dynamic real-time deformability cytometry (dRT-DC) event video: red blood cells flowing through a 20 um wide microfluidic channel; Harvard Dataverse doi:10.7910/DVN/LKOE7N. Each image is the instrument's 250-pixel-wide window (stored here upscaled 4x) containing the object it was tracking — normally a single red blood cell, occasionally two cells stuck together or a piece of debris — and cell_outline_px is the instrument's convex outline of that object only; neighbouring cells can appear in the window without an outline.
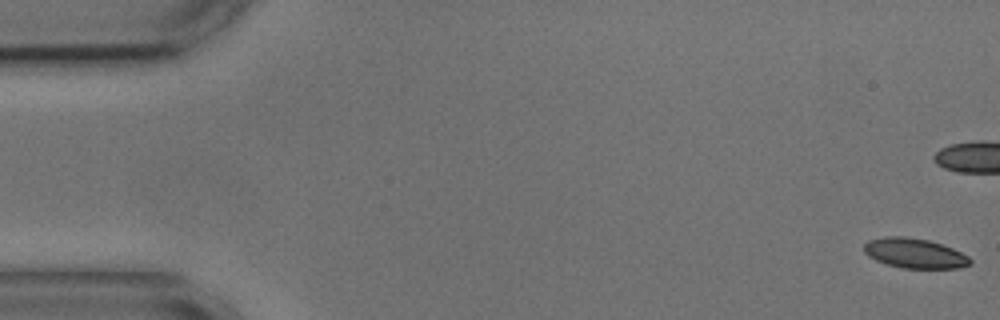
{"species": "common noctule bat (a hibernating species)", "species_latin": "Nyctalus noctula", "temperature_condition": "cold", "stored_images_in_passage": 56, "camera_frame_rate_fps": 3000, "um_per_image_px": 0.085, "animal": {"sex": "male", "body_mass_g": 17.9, "forearm_length_mm": 54.2}, "frame": {"image": 1, "passage_image": 1, "time_ms": 0.0, "image_size_px": [1000, 320], "cell_outline_px": [[972, 264], [960, 268], [904, 268], [888, 264], [876, 260], [868, 256], [864, 252], [864, 244], [868, 240], [884, 236], [904, 236], [928, 240], [952, 248], [968, 256], [972, 260]], "centroid_in_image_um": [77.74, 21.52], "position_along_channel_um": 7.3, "area_um2": 18.44}, "authors_computed_cell_mechanics": {"area_um2": 19.1318, "velocity_mm_per_s": 3.5904, "shape_relaxation_time_tau1_ms": 2.2922, "shape_relaxation_time_tau2_ms": 2.7146, "deformation_change_tau1": 0.1102, "deformation_change_tau2": 0.0878}}